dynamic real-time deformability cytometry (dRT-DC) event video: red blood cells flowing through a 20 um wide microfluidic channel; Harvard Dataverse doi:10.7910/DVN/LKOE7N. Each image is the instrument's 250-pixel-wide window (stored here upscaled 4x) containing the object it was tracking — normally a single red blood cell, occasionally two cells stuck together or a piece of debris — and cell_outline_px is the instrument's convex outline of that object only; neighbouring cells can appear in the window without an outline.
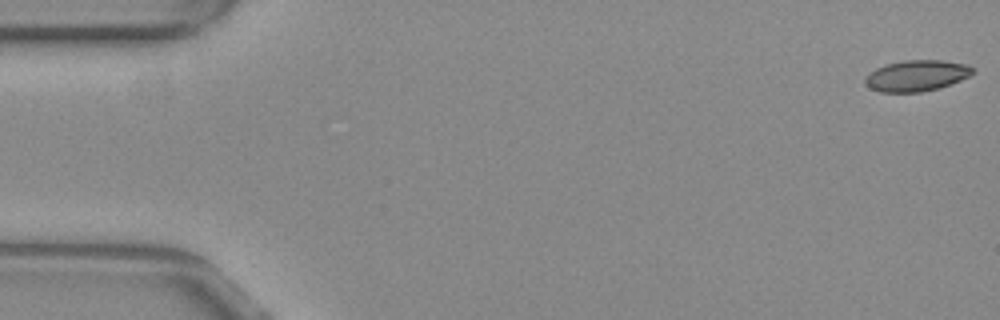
{"species": "common noctule bat (a hibernating species)", "species_latin": "Nyctalus noctula", "temperature_condition": "warm", "stored_images_in_passage": 11, "camera_frame_rate_fps": 3000, "um_per_image_px": 0.085, "animal": {"sex": "female", "body_mass_g": 29.2, "forearm_length_mm": 56.3}, "frame": {"image": 1, "passage_image": 1, "time_ms": 0.0, "image_size_px": [1000, 320], "cell_outline_px": [[976, 72], [960, 80], [940, 88], [920, 92], [880, 92], [872, 88], [864, 80], [876, 68], [884, 64], [904, 60], [940, 60], [968, 64]], "centroid_in_image_um": [77.95, 6.42], "position_along_channel_um": 7.0, "area_um2": 19.31}}